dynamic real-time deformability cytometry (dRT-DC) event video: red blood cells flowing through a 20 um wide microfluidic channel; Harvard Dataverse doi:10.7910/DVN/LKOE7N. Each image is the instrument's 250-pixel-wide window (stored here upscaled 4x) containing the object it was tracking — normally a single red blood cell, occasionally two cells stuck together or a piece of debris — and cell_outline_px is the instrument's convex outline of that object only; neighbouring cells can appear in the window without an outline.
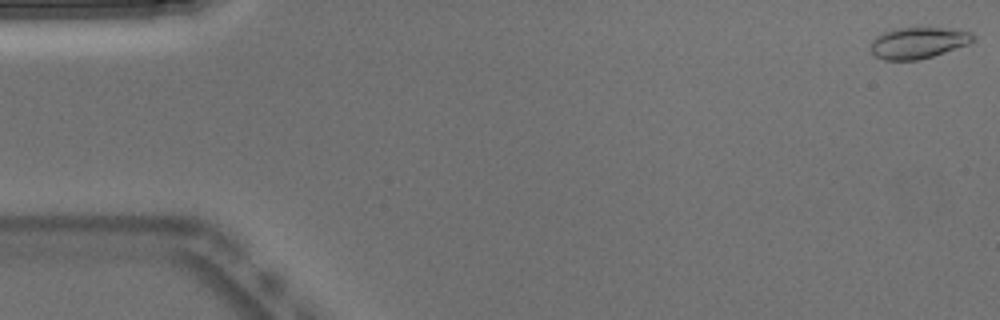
{"species": "Egyptian fruit bat (a non-hibernating species)", "species_latin": "Rousettus aegyptiacus", "temperature_condition": "warm", "stored_images_in_passage": 51, "camera_frame_rate_fps": 3000, "um_per_image_px": 0.085, "animal": {"sex": "male"}, "frame": {"image": 1, "passage_image": 1, "time_ms": 0.0, "image_size_px": [1000, 320], "cell_outline_px": [[972, 40], [968, 44], [932, 56], [916, 60], [884, 60], [876, 56], [868, 48], [868, 44], [880, 32], [896, 28], [952, 28], [972, 32]], "centroid_in_image_um": [77.96, 3.63], "position_along_channel_um": 7.0, "area_um2": 18.73}}
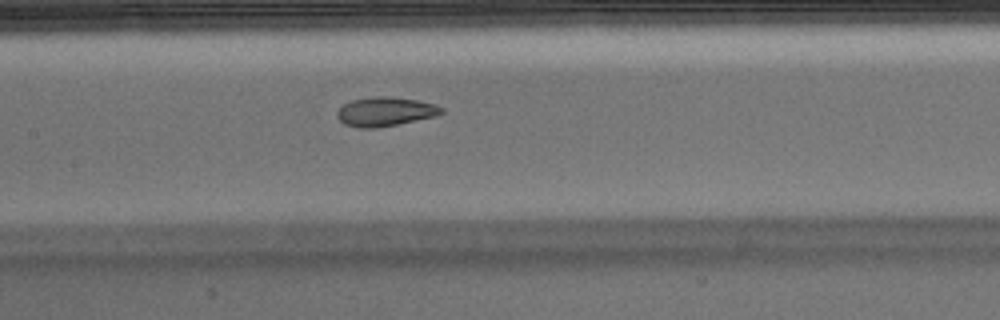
{"frame": {"image": 2, "passage_image": 24, "time_ms": 7.667, "image_size_px": [1000, 320], "cell_outline_px": [[444, 112], [436, 116], [376, 128], [360, 128], [344, 124], [336, 116], [336, 112], [344, 104], [352, 100], [372, 96], [388, 96], [416, 100], [436, 104], [444, 108]], "centroid_in_image_um": [32.74, 9.48], "position_along_channel_um": 174.7, "area_um2": 17.69}}
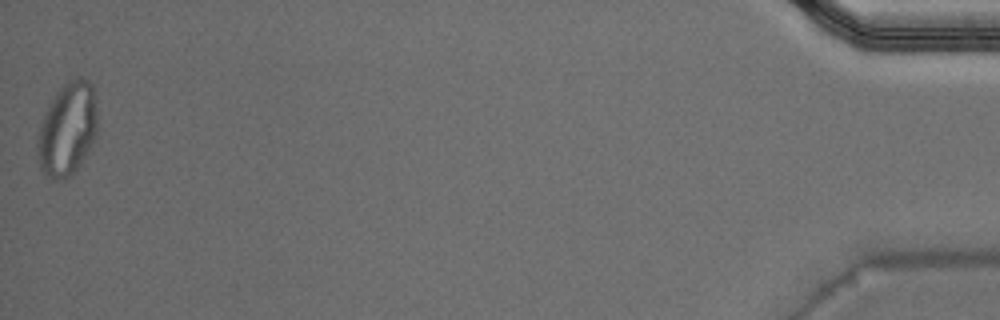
{"frame": {"image": 3, "passage_image": 51, "time_ms": 16.667, "image_size_px": [1000, 320], "cell_outline_px": [[96, 136], [80, 164], [72, 176], [56, 180], [52, 180], [40, 168], [36, 148], [36, 140], [44, 112], [56, 92], [68, 80], [88, 80], [92, 84], [96, 108]], "centroid_in_image_um": [5.7, 11.01], "position_along_channel_um": 429.5, "area_um2": 32.31}, "authors_computed_cell_mechanics": {"area_um2": 18.9006, "velocity_mm_per_s": 3.9225, "shape_relaxation_time_tau1_ms": null, "shape_relaxation_time_tau2_ms": 0.9792, "deformation_change_tau1": null, "deformation_change_tau2": 0.0651}}